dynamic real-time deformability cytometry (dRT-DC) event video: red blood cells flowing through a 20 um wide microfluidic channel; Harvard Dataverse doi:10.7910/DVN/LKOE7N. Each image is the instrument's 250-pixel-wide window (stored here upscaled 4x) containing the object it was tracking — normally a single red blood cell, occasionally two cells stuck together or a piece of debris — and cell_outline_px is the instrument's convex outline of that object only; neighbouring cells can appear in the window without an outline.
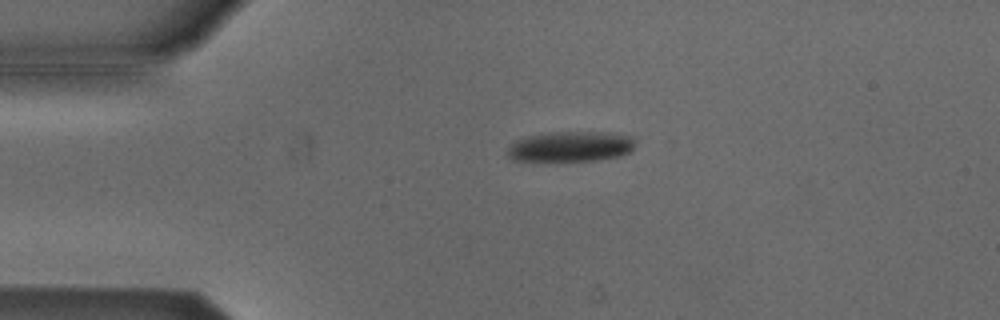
{"species": "Egyptian fruit bat (a non-hibernating species)", "species_latin": "Rousettus aegyptiacus", "temperature_condition": "cold", "stored_images_in_passage": 43, "camera_frame_rate_fps": 3000, "um_per_image_px": 0.085, "animal": {"sex": "male"}, "frame": {"image": 1, "passage_image": 1, "time_ms": 0.0, "image_size_px": [1000, 320], "cell_outline_px": [[632, 148], [628, 152], [620, 156], [596, 160], [512, 160], [508, 156], [508, 148], [516, 140], [528, 136], [552, 132], [600, 132], [632, 136]], "centroid_in_image_um": [48.48, 12.45], "position_along_channel_um": 36.5, "area_um2": 22.02}}
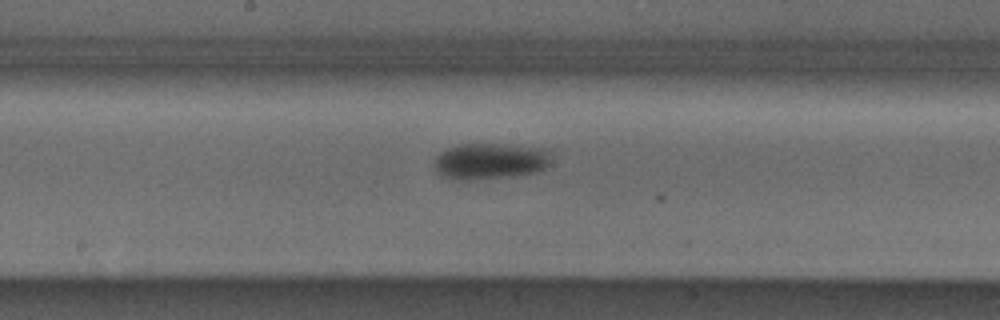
{"frame": {"image": 2, "passage_image": 17, "time_ms": 5.333, "image_size_px": [1000, 320], "cell_outline_px": [[552, 164], [536, 172], [512, 176], [464, 180], [456, 180], [444, 176], [436, 168], [436, 156], [440, 152], [456, 144], [508, 144], [552, 148]], "centroid_in_image_um": [41.79, 13.66], "position_along_channel_um": 206.4, "area_um2": 25.03}}
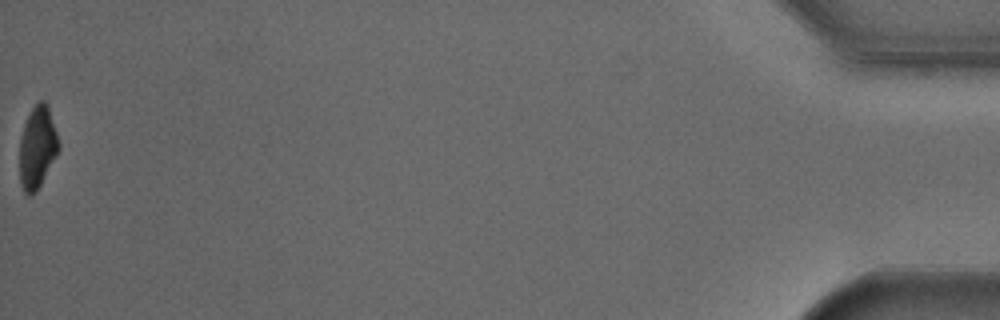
{"frame": {"image": 3, "passage_image": 43, "time_ms": 14.0, "image_size_px": [1000, 320], "cell_outline_px": [[60, 148], [56, 156], [36, 192], [28, 196], [24, 192], [20, 184], [20, 136], [24, 124], [32, 108], [40, 100], [44, 100], [48, 104], [60, 144]], "centroid_in_image_um": [3.18, 12.52], "position_along_channel_um": 432.0, "area_um2": 18.73}, "authors_computed_cell_mechanics": {"area_um2": 23.8136, "velocity_mm_per_s": 3.8326, "shape_relaxation_time_tau1_ms": 2.4969, "shape_relaxation_time_tau2_ms": null, "deformation_change_tau1": 0.0779, "deformation_change_tau2": null}}